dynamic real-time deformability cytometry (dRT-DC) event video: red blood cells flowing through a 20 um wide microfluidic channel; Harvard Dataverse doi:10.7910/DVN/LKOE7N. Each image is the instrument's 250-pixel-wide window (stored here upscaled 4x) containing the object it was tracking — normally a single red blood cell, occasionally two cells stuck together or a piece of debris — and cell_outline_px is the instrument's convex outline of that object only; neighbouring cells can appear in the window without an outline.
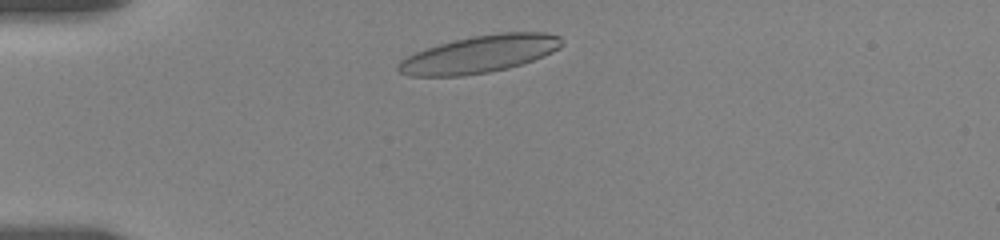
{"species": "human", "species_latin": "Homo sapiens", "temperature_condition": "room temperature", "stored_images_in_passage": 33, "camera_frame_rate_fps": 3000, "um_per_image_px": 0.085, "donor": {"sex": "female"}, "frame": {"image": 1, "passage_image": 3, "time_ms": 0.667, "image_size_px": [1000, 240], "cell_outline_px": [[564, 44], [560, 48], [544, 56], [508, 68], [488, 72], [464, 76], [412, 76], [400, 72], [396, 68], [396, 64], [400, 60], [416, 52], [440, 44], [472, 36], [500, 32], [544, 32], [560, 36], [564, 40]], "centroid_in_image_um": [40.8, 4.6], "position_along_channel_um": 44.2, "area_um2": 35.49}}
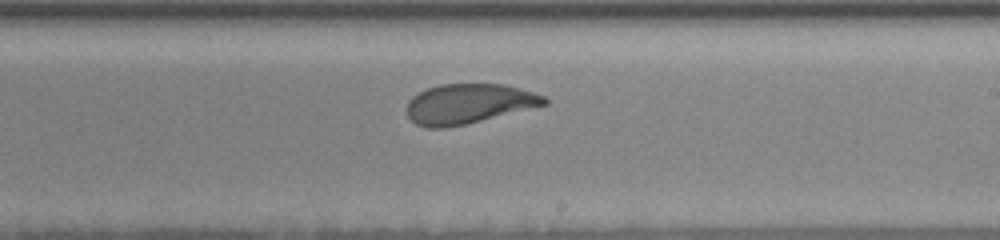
{"frame": {"image": 2, "passage_image": 21, "time_ms": 7.333, "image_size_px": [1000, 240], "cell_outline_px": [[548, 104], [464, 124], [444, 128], [424, 128], [416, 124], [408, 116], [404, 108], [408, 100], [412, 96], [428, 88], [440, 84], [504, 84], [520, 88], [544, 96], [548, 100]], "centroid_in_image_um": [39.78, 8.82], "position_along_channel_um": 249.2, "area_um2": 31.85}}
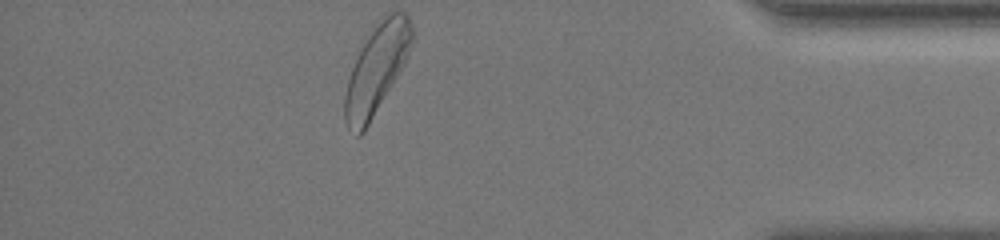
{"frame": {"image": 3, "passage_image": 33, "time_ms": 12.667, "image_size_px": [1000, 240], "cell_outline_px": [[412, 40], [404, 64], [364, 132], [360, 136], [356, 136], [348, 128], [344, 120], [344, 96], [348, 80], [352, 68], [372, 24], [392, 12], [404, 12], [408, 16], [412, 24]], "centroid_in_image_um": [31.98, 5.88], "position_along_channel_um": 403.2, "area_um2": 34.39}, "authors_computed_cell_mechanics": {"area_um2": 33.8708, "velocity_mm_per_s": 3.5173, "shape_relaxation_time_tau1_ms": 3.1831, "shape_relaxation_time_tau2_ms": 1.1915, "deformation_change_tau1": 0.1414, "deformation_change_tau2": 0.0831}}